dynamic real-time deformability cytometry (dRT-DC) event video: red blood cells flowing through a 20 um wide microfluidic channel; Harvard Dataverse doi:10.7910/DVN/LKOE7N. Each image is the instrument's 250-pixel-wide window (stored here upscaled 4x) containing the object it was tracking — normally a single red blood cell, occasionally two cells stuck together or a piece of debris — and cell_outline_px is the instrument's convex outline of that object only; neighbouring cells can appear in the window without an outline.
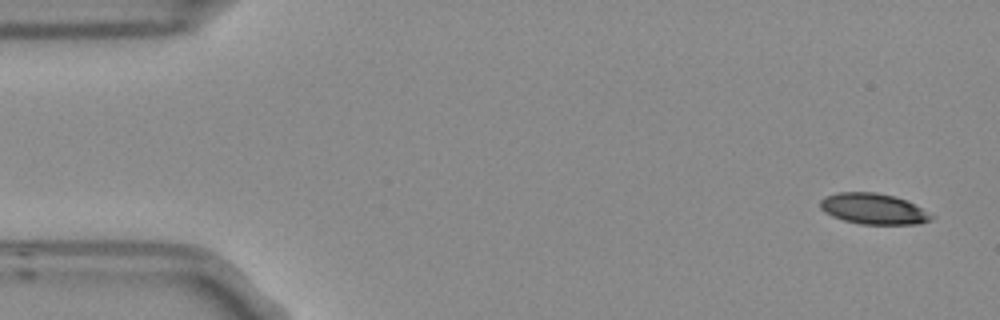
{"species": "Egyptian fruit bat (a non-hibernating species)", "species_latin": "Rousettus aegyptiacus", "temperature_condition": "room temperature", "stored_images_in_passage": 3, "camera_frame_rate_fps": 3000, "um_per_image_px": 0.085, "frame": {"image": 1, "passage_image": 1, "time_ms": 0.0, "image_size_px": [1000, 320], "cell_outline_px": [[936, 216], [932, 220], [920, 224], [860, 224], [844, 220], [832, 216], [824, 212], [820, 208], [820, 200], [824, 196], [836, 192], [876, 192], [896, 196], [908, 200]], "centroid_in_image_um": [74.27, 17.74], "position_along_channel_um": 10.7, "area_um2": 20.35}}